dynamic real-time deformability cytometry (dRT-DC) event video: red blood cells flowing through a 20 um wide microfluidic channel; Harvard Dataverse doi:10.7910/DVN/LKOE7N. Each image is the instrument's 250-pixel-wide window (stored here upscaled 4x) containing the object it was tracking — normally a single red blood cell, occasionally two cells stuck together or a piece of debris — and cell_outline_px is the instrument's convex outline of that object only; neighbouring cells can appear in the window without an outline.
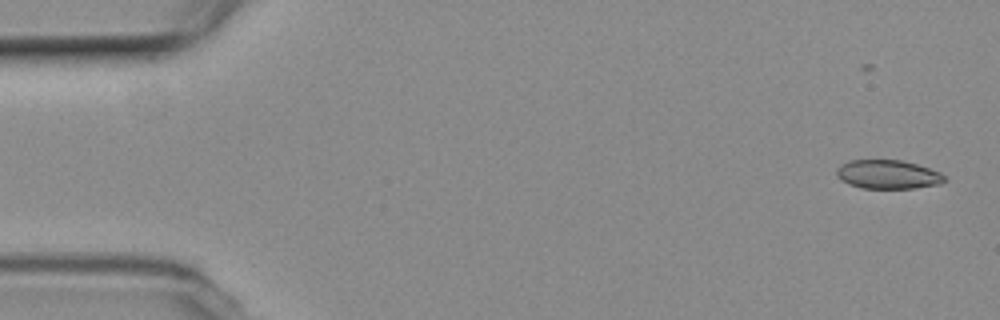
{"species": "common noctule bat (a hibernating species)", "species_latin": "Nyctalus noctula", "temperature_condition": "room temperature", "stored_images_in_passage": 13, "camera_frame_rate_fps": 3000, "um_per_image_px": 0.085, "animal": {"sex": "female", "body_mass_g": 19.3, "forearm_length_mm": 54.1}, "frame": {"image": 1, "passage_image": 1, "time_ms": 0.0, "image_size_px": [1000, 320], "cell_outline_px": [[948, 180], [940, 184], [916, 188], [860, 188], [848, 184], [836, 176], [836, 168], [840, 164], [848, 160], [900, 160], [916, 164], [940, 172]], "centroid_in_image_um": [75.45, 14.83], "position_along_channel_um": 9.6, "area_um2": 18.26}}